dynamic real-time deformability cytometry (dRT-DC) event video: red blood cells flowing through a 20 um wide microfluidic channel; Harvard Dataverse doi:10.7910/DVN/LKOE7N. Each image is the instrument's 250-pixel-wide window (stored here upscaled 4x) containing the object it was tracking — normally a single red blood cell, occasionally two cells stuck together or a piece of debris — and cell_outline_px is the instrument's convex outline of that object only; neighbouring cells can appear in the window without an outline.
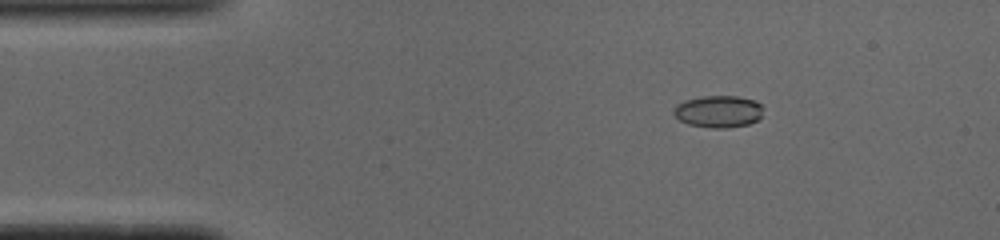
{"species": "common noctule bat (a hibernating species)", "species_latin": "Nyctalus noctula", "temperature_condition": "cold", "stored_images_in_passage": 51, "camera_frame_rate_fps": 3000, "um_per_image_px": 0.085, "animal": {"sex": "male", "body_mass_g": 19.0, "forearm_length_mm": 50.8}, "frame": {"image": 1, "passage_image": 8, "time_ms": 2.333, "image_size_px": [1000, 240], "cell_outline_px": [[764, 108], [760, 116], [756, 120], [748, 124], [728, 128], [712, 128], [688, 124], [680, 120], [672, 112], [676, 104], [684, 100], [704, 96], [736, 96], [752, 100], [760, 104]], "centroid_in_image_um": [61.04, 9.48], "position_along_channel_um": 24.0, "area_um2": 16.65}}
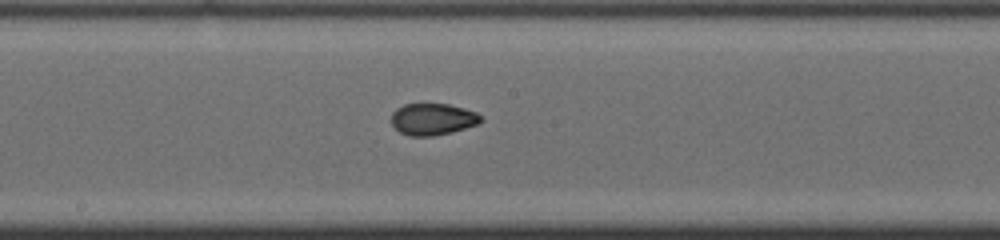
{"frame": {"image": 2, "passage_image": 27, "time_ms": 8.667, "image_size_px": [1000, 240], "cell_outline_px": [[484, 120], [476, 124], [452, 132], [432, 136], [408, 136], [400, 132], [392, 124], [392, 112], [396, 108], [404, 104], [448, 104], [464, 108], [476, 112], [484, 116]], "centroid_in_image_um": [36.79, 10.13], "position_along_channel_um": 211.4, "area_um2": 16.59}}
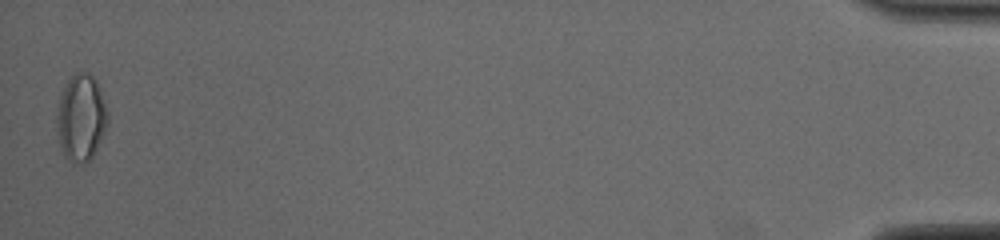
{"frame": {"image": 3, "passage_image": 51, "time_ms": 16.667, "image_size_px": [1000, 240], "cell_outline_px": [[108, 124], [92, 156], [84, 164], [72, 164], [64, 156], [56, 132], [56, 116], [60, 92], [64, 84], [76, 72], [88, 72], [96, 80], [100, 88], [108, 112]], "centroid_in_image_um": [6.86, 10.0], "position_along_channel_um": 428.3, "area_um2": 26.07}, "authors_computed_cell_mechanics": {"area_um2": 16.7042, "velocity_mm_per_s": 3.9235, "shape_relaxation_time_tau1_ms": null, "shape_relaxation_time_tau2_ms": 1.2409, "deformation_change_tau1": null, "deformation_change_tau2": 0.0545}}